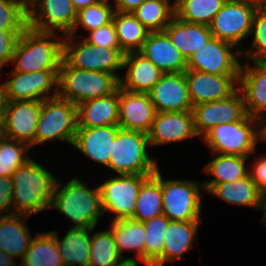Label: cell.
Listing matches in <instances>:
<instances>
[{"mask_svg":"<svg viewBox=\"0 0 266 266\" xmlns=\"http://www.w3.org/2000/svg\"><path fill=\"white\" fill-rule=\"evenodd\" d=\"M12 214L31 216L50 208L57 179L34 159L18 167L11 176Z\"/></svg>","mask_w":266,"mask_h":266,"instance_id":"obj_1","label":"cell"},{"mask_svg":"<svg viewBox=\"0 0 266 266\" xmlns=\"http://www.w3.org/2000/svg\"><path fill=\"white\" fill-rule=\"evenodd\" d=\"M62 185L57 180L50 208L69 218L75 225L71 228H96L99 217L104 215L98 186L90 189L76 177Z\"/></svg>","mask_w":266,"mask_h":266,"instance_id":"obj_2","label":"cell"},{"mask_svg":"<svg viewBox=\"0 0 266 266\" xmlns=\"http://www.w3.org/2000/svg\"><path fill=\"white\" fill-rule=\"evenodd\" d=\"M57 33L39 32L27 27L19 36L11 63L14 71H59L63 59V39ZM58 38L57 40H53ZM51 39V40H50Z\"/></svg>","mask_w":266,"mask_h":266,"instance_id":"obj_3","label":"cell"},{"mask_svg":"<svg viewBox=\"0 0 266 266\" xmlns=\"http://www.w3.org/2000/svg\"><path fill=\"white\" fill-rule=\"evenodd\" d=\"M119 87V79L109 73L83 70L62 59L58 75V96L79 105L88 100L111 95Z\"/></svg>","mask_w":266,"mask_h":266,"instance_id":"obj_4","label":"cell"},{"mask_svg":"<svg viewBox=\"0 0 266 266\" xmlns=\"http://www.w3.org/2000/svg\"><path fill=\"white\" fill-rule=\"evenodd\" d=\"M148 146L150 142L147 133L119 128L107 167L118 175H153L158 164L149 157Z\"/></svg>","mask_w":266,"mask_h":266,"instance_id":"obj_5","label":"cell"},{"mask_svg":"<svg viewBox=\"0 0 266 266\" xmlns=\"http://www.w3.org/2000/svg\"><path fill=\"white\" fill-rule=\"evenodd\" d=\"M202 139L212 153L250 157L258 142L256 118L246 115L241 121L221 123Z\"/></svg>","mask_w":266,"mask_h":266,"instance_id":"obj_6","label":"cell"},{"mask_svg":"<svg viewBox=\"0 0 266 266\" xmlns=\"http://www.w3.org/2000/svg\"><path fill=\"white\" fill-rule=\"evenodd\" d=\"M77 129V105L59 96L41 101L35 145L48 140H63L72 145Z\"/></svg>","mask_w":266,"mask_h":266,"instance_id":"obj_7","label":"cell"},{"mask_svg":"<svg viewBox=\"0 0 266 266\" xmlns=\"http://www.w3.org/2000/svg\"><path fill=\"white\" fill-rule=\"evenodd\" d=\"M263 0H227L216 13L209 28L214 38L235 47L249 37L254 12Z\"/></svg>","mask_w":266,"mask_h":266,"instance_id":"obj_8","label":"cell"},{"mask_svg":"<svg viewBox=\"0 0 266 266\" xmlns=\"http://www.w3.org/2000/svg\"><path fill=\"white\" fill-rule=\"evenodd\" d=\"M72 43L76 45L74 46ZM124 55L121 49L96 47L85 39L77 44L75 36H64L63 59L72 67L105 72L113 74L120 79L121 76L116 73L121 69L123 70Z\"/></svg>","mask_w":266,"mask_h":266,"instance_id":"obj_9","label":"cell"},{"mask_svg":"<svg viewBox=\"0 0 266 266\" xmlns=\"http://www.w3.org/2000/svg\"><path fill=\"white\" fill-rule=\"evenodd\" d=\"M161 176L162 214L170 221L201 220L203 184L190 180H165Z\"/></svg>","mask_w":266,"mask_h":266,"instance_id":"obj_10","label":"cell"},{"mask_svg":"<svg viewBox=\"0 0 266 266\" xmlns=\"http://www.w3.org/2000/svg\"><path fill=\"white\" fill-rule=\"evenodd\" d=\"M149 176L122 174L99 185L103 213H113L112 221L132 219L139 189Z\"/></svg>","mask_w":266,"mask_h":266,"instance_id":"obj_11","label":"cell"},{"mask_svg":"<svg viewBox=\"0 0 266 266\" xmlns=\"http://www.w3.org/2000/svg\"><path fill=\"white\" fill-rule=\"evenodd\" d=\"M59 71L43 70L31 73L12 71L3 88L6 101H43L58 96ZM52 95L50 94L52 91Z\"/></svg>","mask_w":266,"mask_h":266,"instance_id":"obj_12","label":"cell"},{"mask_svg":"<svg viewBox=\"0 0 266 266\" xmlns=\"http://www.w3.org/2000/svg\"><path fill=\"white\" fill-rule=\"evenodd\" d=\"M234 48V45L212 37L187 59V70L215 75H239L241 51H231Z\"/></svg>","mask_w":266,"mask_h":266,"instance_id":"obj_13","label":"cell"},{"mask_svg":"<svg viewBox=\"0 0 266 266\" xmlns=\"http://www.w3.org/2000/svg\"><path fill=\"white\" fill-rule=\"evenodd\" d=\"M76 13L71 0H35L28 7V27L48 33L59 30L64 37L73 30Z\"/></svg>","mask_w":266,"mask_h":266,"instance_id":"obj_14","label":"cell"},{"mask_svg":"<svg viewBox=\"0 0 266 266\" xmlns=\"http://www.w3.org/2000/svg\"><path fill=\"white\" fill-rule=\"evenodd\" d=\"M192 114L195 132L201 137L214 126L241 121L247 115L239 89L226 99L193 106Z\"/></svg>","mask_w":266,"mask_h":266,"instance_id":"obj_15","label":"cell"},{"mask_svg":"<svg viewBox=\"0 0 266 266\" xmlns=\"http://www.w3.org/2000/svg\"><path fill=\"white\" fill-rule=\"evenodd\" d=\"M41 101H6L3 123L9 139L35 145V134L39 120Z\"/></svg>","mask_w":266,"mask_h":266,"instance_id":"obj_16","label":"cell"},{"mask_svg":"<svg viewBox=\"0 0 266 266\" xmlns=\"http://www.w3.org/2000/svg\"><path fill=\"white\" fill-rule=\"evenodd\" d=\"M185 76L193 106L226 99L238 89L239 75H215L186 70Z\"/></svg>","mask_w":266,"mask_h":266,"instance_id":"obj_17","label":"cell"},{"mask_svg":"<svg viewBox=\"0 0 266 266\" xmlns=\"http://www.w3.org/2000/svg\"><path fill=\"white\" fill-rule=\"evenodd\" d=\"M148 94L157 112L192 111L185 72L163 74Z\"/></svg>","mask_w":266,"mask_h":266,"instance_id":"obj_18","label":"cell"},{"mask_svg":"<svg viewBox=\"0 0 266 266\" xmlns=\"http://www.w3.org/2000/svg\"><path fill=\"white\" fill-rule=\"evenodd\" d=\"M120 128L149 133L156 116V109L148 93L130 92L119 87Z\"/></svg>","mask_w":266,"mask_h":266,"instance_id":"obj_19","label":"cell"},{"mask_svg":"<svg viewBox=\"0 0 266 266\" xmlns=\"http://www.w3.org/2000/svg\"><path fill=\"white\" fill-rule=\"evenodd\" d=\"M197 136L192 111L157 112L148 133L150 146L180 142Z\"/></svg>","mask_w":266,"mask_h":266,"instance_id":"obj_20","label":"cell"},{"mask_svg":"<svg viewBox=\"0 0 266 266\" xmlns=\"http://www.w3.org/2000/svg\"><path fill=\"white\" fill-rule=\"evenodd\" d=\"M240 67L238 89L241 91L247 115L266 113V61H252Z\"/></svg>","mask_w":266,"mask_h":266,"instance_id":"obj_21","label":"cell"},{"mask_svg":"<svg viewBox=\"0 0 266 266\" xmlns=\"http://www.w3.org/2000/svg\"><path fill=\"white\" fill-rule=\"evenodd\" d=\"M164 74L187 70V60L172 44L168 35L162 32H149L139 51Z\"/></svg>","mask_w":266,"mask_h":266,"instance_id":"obj_22","label":"cell"},{"mask_svg":"<svg viewBox=\"0 0 266 266\" xmlns=\"http://www.w3.org/2000/svg\"><path fill=\"white\" fill-rule=\"evenodd\" d=\"M122 68L127 71L120 77L119 87L130 92L148 93L164 74L139 51L126 53Z\"/></svg>","mask_w":266,"mask_h":266,"instance_id":"obj_23","label":"cell"},{"mask_svg":"<svg viewBox=\"0 0 266 266\" xmlns=\"http://www.w3.org/2000/svg\"><path fill=\"white\" fill-rule=\"evenodd\" d=\"M119 128V125L78 128L72 145L92 161L107 167Z\"/></svg>","mask_w":266,"mask_h":266,"instance_id":"obj_24","label":"cell"},{"mask_svg":"<svg viewBox=\"0 0 266 266\" xmlns=\"http://www.w3.org/2000/svg\"><path fill=\"white\" fill-rule=\"evenodd\" d=\"M119 87L109 96L77 105L78 128L118 125Z\"/></svg>","mask_w":266,"mask_h":266,"instance_id":"obj_25","label":"cell"},{"mask_svg":"<svg viewBox=\"0 0 266 266\" xmlns=\"http://www.w3.org/2000/svg\"><path fill=\"white\" fill-rule=\"evenodd\" d=\"M164 32L186 60L213 37L209 26L189 23L175 16L164 28Z\"/></svg>","mask_w":266,"mask_h":266,"instance_id":"obj_26","label":"cell"},{"mask_svg":"<svg viewBox=\"0 0 266 266\" xmlns=\"http://www.w3.org/2000/svg\"><path fill=\"white\" fill-rule=\"evenodd\" d=\"M205 192L214 197L222 199L226 203L247 206L261 210L262 194L258 190L255 182L246 177L237 179L233 182H225L216 185H203Z\"/></svg>","mask_w":266,"mask_h":266,"instance_id":"obj_27","label":"cell"},{"mask_svg":"<svg viewBox=\"0 0 266 266\" xmlns=\"http://www.w3.org/2000/svg\"><path fill=\"white\" fill-rule=\"evenodd\" d=\"M28 217L23 214L0 215V249L13 258H22L33 239L25 223Z\"/></svg>","mask_w":266,"mask_h":266,"instance_id":"obj_28","label":"cell"},{"mask_svg":"<svg viewBox=\"0 0 266 266\" xmlns=\"http://www.w3.org/2000/svg\"><path fill=\"white\" fill-rule=\"evenodd\" d=\"M201 220L170 221L164 233L162 266L168 261L174 262L194 246L197 240L198 225Z\"/></svg>","mask_w":266,"mask_h":266,"instance_id":"obj_29","label":"cell"},{"mask_svg":"<svg viewBox=\"0 0 266 266\" xmlns=\"http://www.w3.org/2000/svg\"><path fill=\"white\" fill-rule=\"evenodd\" d=\"M92 231L94 228H71L62 239L57 231H50L58 243L64 266H89Z\"/></svg>","mask_w":266,"mask_h":266,"instance_id":"obj_30","label":"cell"},{"mask_svg":"<svg viewBox=\"0 0 266 266\" xmlns=\"http://www.w3.org/2000/svg\"><path fill=\"white\" fill-rule=\"evenodd\" d=\"M109 230L112 232L119 254L124 251H136L135 257L144 264V243L146 231L143 222L133 219L111 221Z\"/></svg>","mask_w":266,"mask_h":266,"instance_id":"obj_31","label":"cell"},{"mask_svg":"<svg viewBox=\"0 0 266 266\" xmlns=\"http://www.w3.org/2000/svg\"><path fill=\"white\" fill-rule=\"evenodd\" d=\"M161 175L158 168L142 183L136 199L133 220L145 222L162 215Z\"/></svg>","mask_w":266,"mask_h":266,"instance_id":"obj_32","label":"cell"},{"mask_svg":"<svg viewBox=\"0 0 266 266\" xmlns=\"http://www.w3.org/2000/svg\"><path fill=\"white\" fill-rule=\"evenodd\" d=\"M19 266H64L58 243L51 232H40L33 237Z\"/></svg>","mask_w":266,"mask_h":266,"instance_id":"obj_33","label":"cell"},{"mask_svg":"<svg viewBox=\"0 0 266 266\" xmlns=\"http://www.w3.org/2000/svg\"><path fill=\"white\" fill-rule=\"evenodd\" d=\"M112 21L121 51L124 54L140 51L149 31L132 12L115 11Z\"/></svg>","mask_w":266,"mask_h":266,"instance_id":"obj_34","label":"cell"},{"mask_svg":"<svg viewBox=\"0 0 266 266\" xmlns=\"http://www.w3.org/2000/svg\"><path fill=\"white\" fill-rule=\"evenodd\" d=\"M216 155L202 170L213 176L212 180L204 181L203 185H216L225 182H233L248 175V167L246 168V160L248 157L236 155H224L213 153Z\"/></svg>","mask_w":266,"mask_h":266,"instance_id":"obj_35","label":"cell"},{"mask_svg":"<svg viewBox=\"0 0 266 266\" xmlns=\"http://www.w3.org/2000/svg\"><path fill=\"white\" fill-rule=\"evenodd\" d=\"M126 261L138 264L135 257L122 258L109 229L94 232L91 236L89 266H120Z\"/></svg>","mask_w":266,"mask_h":266,"instance_id":"obj_36","label":"cell"},{"mask_svg":"<svg viewBox=\"0 0 266 266\" xmlns=\"http://www.w3.org/2000/svg\"><path fill=\"white\" fill-rule=\"evenodd\" d=\"M132 14L149 32H162L175 16L174 2L169 0H146Z\"/></svg>","mask_w":266,"mask_h":266,"instance_id":"obj_37","label":"cell"},{"mask_svg":"<svg viewBox=\"0 0 266 266\" xmlns=\"http://www.w3.org/2000/svg\"><path fill=\"white\" fill-rule=\"evenodd\" d=\"M227 0H175V17L209 26L213 17Z\"/></svg>","mask_w":266,"mask_h":266,"instance_id":"obj_38","label":"cell"},{"mask_svg":"<svg viewBox=\"0 0 266 266\" xmlns=\"http://www.w3.org/2000/svg\"><path fill=\"white\" fill-rule=\"evenodd\" d=\"M170 220L160 215L145 221L146 238L144 243L145 266H162V251L164 247V233Z\"/></svg>","mask_w":266,"mask_h":266,"instance_id":"obj_39","label":"cell"},{"mask_svg":"<svg viewBox=\"0 0 266 266\" xmlns=\"http://www.w3.org/2000/svg\"><path fill=\"white\" fill-rule=\"evenodd\" d=\"M250 36H253L250 49L244 50L239 46L241 56L249 62L266 61V0H263L254 12Z\"/></svg>","mask_w":266,"mask_h":266,"instance_id":"obj_40","label":"cell"},{"mask_svg":"<svg viewBox=\"0 0 266 266\" xmlns=\"http://www.w3.org/2000/svg\"><path fill=\"white\" fill-rule=\"evenodd\" d=\"M109 0L101 1L95 5L82 8L76 13V21L71 32V36H75L78 27H83L85 32H90L103 25L110 23L115 13L114 6L108 3Z\"/></svg>","mask_w":266,"mask_h":266,"instance_id":"obj_41","label":"cell"},{"mask_svg":"<svg viewBox=\"0 0 266 266\" xmlns=\"http://www.w3.org/2000/svg\"><path fill=\"white\" fill-rule=\"evenodd\" d=\"M31 148L27 143L6 138L0 145V177H11L14 171L32 157L28 156Z\"/></svg>","mask_w":266,"mask_h":266,"instance_id":"obj_42","label":"cell"},{"mask_svg":"<svg viewBox=\"0 0 266 266\" xmlns=\"http://www.w3.org/2000/svg\"><path fill=\"white\" fill-rule=\"evenodd\" d=\"M84 39L96 47L120 49L113 21L89 32Z\"/></svg>","mask_w":266,"mask_h":266,"instance_id":"obj_43","label":"cell"},{"mask_svg":"<svg viewBox=\"0 0 266 266\" xmlns=\"http://www.w3.org/2000/svg\"><path fill=\"white\" fill-rule=\"evenodd\" d=\"M13 185L11 177H0V214H12Z\"/></svg>","mask_w":266,"mask_h":266,"instance_id":"obj_44","label":"cell"},{"mask_svg":"<svg viewBox=\"0 0 266 266\" xmlns=\"http://www.w3.org/2000/svg\"><path fill=\"white\" fill-rule=\"evenodd\" d=\"M248 174L255 182L261 194L266 192V156L256 159L253 163Z\"/></svg>","mask_w":266,"mask_h":266,"instance_id":"obj_45","label":"cell"},{"mask_svg":"<svg viewBox=\"0 0 266 266\" xmlns=\"http://www.w3.org/2000/svg\"><path fill=\"white\" fill-rule=\"evenodd\" d=\"M115 11L119 12H132L141 4H143L146 0H114Z\"/></svg>","mask_w":266,"mask_h":266,"instance_id":"obj_46","label":"cell"},{"mask_svg":"<svg viewBox=\"0 0 266 266\" xmlns=\"http://www.w3.org/2000/svg\"><path fill=\"white\" fill-rule=\"evenodd\" d=\"M257 139L266 142V113L256 117Z\"/></svg>","mask_w":266,"mask_h":266,"instance_id":"obj_47","label":"cell"},{"mask_svg":"<svg viewBox=\"0 0 266 266\" xmlns=\"http://www.w3.org/2000/svg\"><path fill=\"white\" fill-rule=\"evenodd\" d=\"M104 0H71L73 8L78 11L82 8L95 5Z\"/></svg>","mask_w":266,"mask_h":266,"instance_id":"obj_48","label":"cell"},{"mask_svg":"<svg viewBox=\"0 0 266 266\" xmlns=\"http://www.w3.org/2000/svg\"><path fill=\"white\" fill-rule=\"evenodd\" d=\"M14 258L0 249V266H19L16 265Z\"/></svg>","mask_w":266,"mask_h":266,"instance_id":"obj_49","label":"cell"},{"mask_svg":"<svg viewBox=\"0 0 266 266\" xmlns=\"http://www.w3.org/2000/svg\"><path fill=\"white\" fill-rule=\"evenodd\" d=\"M5 105H6L5 91L3 88V84H0V117L4 116Z\"/></svg>","mask_w":266,"mask_h":266,"instance_id":"obj_50","label":"cell"},{"mask_svg":"<svg viewBox=\"0 0 266 266\" xmlns=\"http://www.w3.org/2000/svg\"><path fill=\"white\" fill-rule=\"evenodd\" d=\"M261 210L263 211V220L261 221L265 225L266 224V192L262 194Z\"/></svg>","mask_w":266,"mask_h":266,"instance_id":"obj_51","label":"cell"},{"mask_svg":"<svg viewBox=\"0 0 266 266\" xmlns=\"http://www.w3.org/2000/svg\"><path fill=\"white\" fill-rule=\"evenodd\" d=\"M6 131L3 121H0V145L6 140Z\"/></svg>","mask_w":266,"mask_h":266,"instance_id":"obj_52","label":"cell"},{"mask_svg":"<svg viewBox=\"0 0 266 266\" xmlns=\"http://www.w3.org/2000/svg\"><path fill=\"white\" fill-rule=\"evenodd\" d=\"M17 1H20L28 8L35 0H17Z\"/></svg>","mask_w":266,"mask_h":266,"instance_id":"obj_53","label":"cell"},{"mask_svg":"<svg viewBox=\"0 0 266 266\" xmlns=\"http://www.w3.org/2000/svg\"><path fill=\"white\" fill-rule=\"evenodd\" d=\"M120 266H138V264L134 263L132 261H126L125 263L121 264Z\"/></svg>","mask_w":266,"mask_h":266,"instance_id":"obj_54","label":"cell"}]
</instances>
